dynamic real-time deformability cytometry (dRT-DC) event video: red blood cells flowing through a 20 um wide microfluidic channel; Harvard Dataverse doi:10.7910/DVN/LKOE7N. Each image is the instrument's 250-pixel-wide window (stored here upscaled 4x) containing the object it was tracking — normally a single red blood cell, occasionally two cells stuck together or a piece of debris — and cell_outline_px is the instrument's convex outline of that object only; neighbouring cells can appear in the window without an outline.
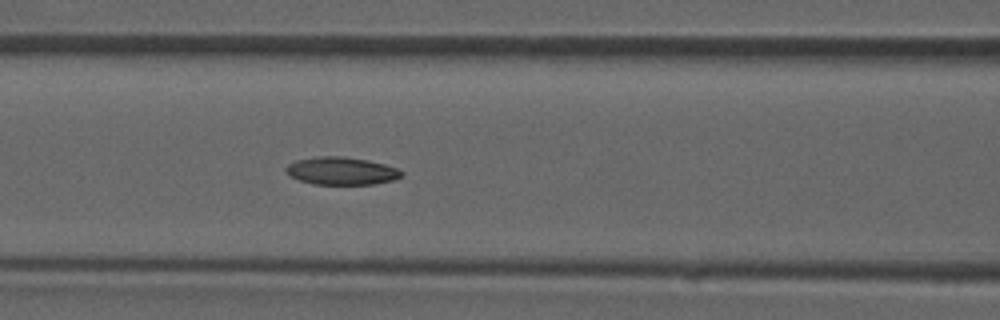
{"species": "common noctule bat (a hibernating species)", "species_latin": "Nyctalus noctula", "temperature_condition": "room temperature", "stored_images_in_passage": 32, "camera_frame_rate_fps": 3000, "um_per_image_px": 0.085, "animal": {"sex": "male", "forearm_length_mm": 52.5}, "frame": {"image": 1, "passage_image": 5, "time_ms": 1.333, "image_size_px": [1000, 320], "cell_outline_px": [[404, 176], [392, 180], [372, 184], [312, 184], [300, 180], [284, 172], [284, 168], [288, 164], [296, 160], [316, 156], [340, 156], [368, 160], [384, 164], [396, 168], [404, 172]], "centroid_in_image_um": [29.0, 14.52], "position_along_channel_um": 137.6, "area_um2": 18.67}}